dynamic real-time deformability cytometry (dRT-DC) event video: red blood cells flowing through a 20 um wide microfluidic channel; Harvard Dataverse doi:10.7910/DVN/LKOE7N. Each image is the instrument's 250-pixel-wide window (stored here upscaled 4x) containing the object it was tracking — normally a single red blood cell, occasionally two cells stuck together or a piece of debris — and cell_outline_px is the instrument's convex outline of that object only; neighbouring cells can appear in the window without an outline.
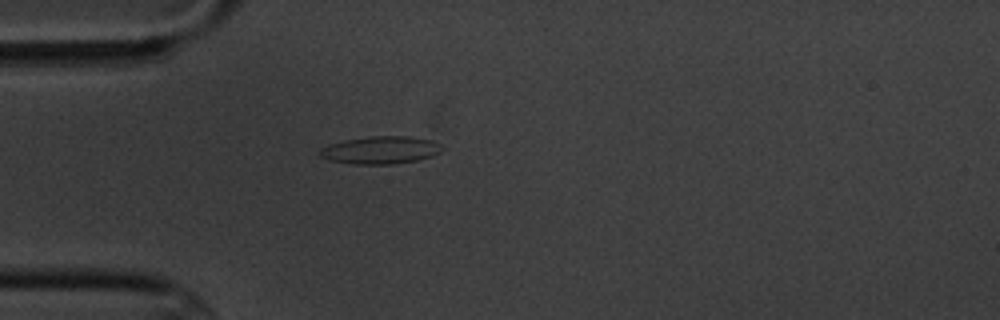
{"species": "common noctule bat (a hibernating species)", "species_latin": "Nyctalus noctula", "temperature_condition": "cold", "stored_images_in_passage": 3, "camera_frame_rate_fps": 3000, "um_per_image_px": 0.085, "animal": {"sex": "male", "body_mass_g": 20.1, "forearm_length_mm": 53.5}, "frame": {"image": 1, "passage_image": 3, "time_ms": 2.333, "image_size_px": [1000, 320], "cell_outline_px": [[444, 148], [440, 152], [432, 156], [416, 160], [392, 164], [352, 164], [328, 160], [320, 156], [320, 148], [344, 140], [368, 136], [412, 136], [432, 140], [440, 144]], "centroid_in_image_um": [32.36, 12.75], "position_along_channel_um": 52.6, "area_um2": 19.71}}